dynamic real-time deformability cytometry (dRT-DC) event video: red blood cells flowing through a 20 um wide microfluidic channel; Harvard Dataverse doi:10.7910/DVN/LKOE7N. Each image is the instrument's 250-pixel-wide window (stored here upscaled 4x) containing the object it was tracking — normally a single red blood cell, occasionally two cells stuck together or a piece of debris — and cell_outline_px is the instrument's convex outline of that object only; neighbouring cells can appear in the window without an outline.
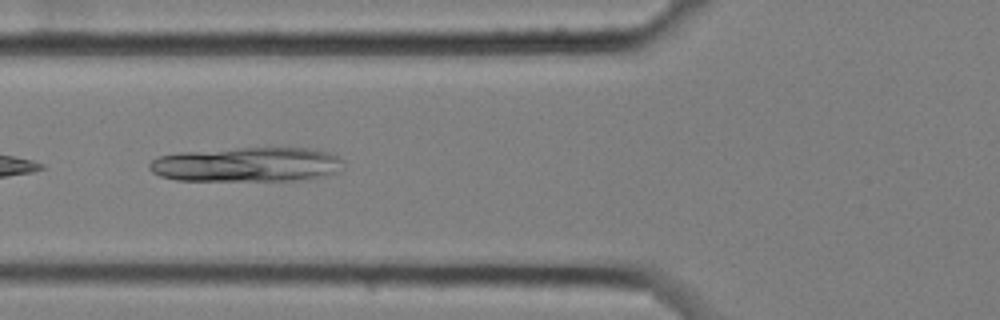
{"species": "common noctule bat (a hibernating species)", "species_latin": "Nyctalus noctula", "temperature_condition": "cold", "stored_images_in_passage": 9, "camera_frame_rate_fps": 3000, "um_per_image_px": 0.085, "animal": {"sex": "female", "body_mass_g": 25.1}, "frame": {"image": 1, "passage_image": 7, "time_ms": 2.0, "image_size_px": [1000, 320], "cell_outline_px": [[344, 160], [340, 172], [312, 180], [176, 180], [160, 176], [152, 172], [148, 168], [148, 164], [152, 160], [160, 156], [180, 152], [236, 148], [316, 148], [328, 152]], "centroid_in_image_um": [21.06, 13.99], "position_along_channel_um": 104.7, "area_um2": 39.48}}
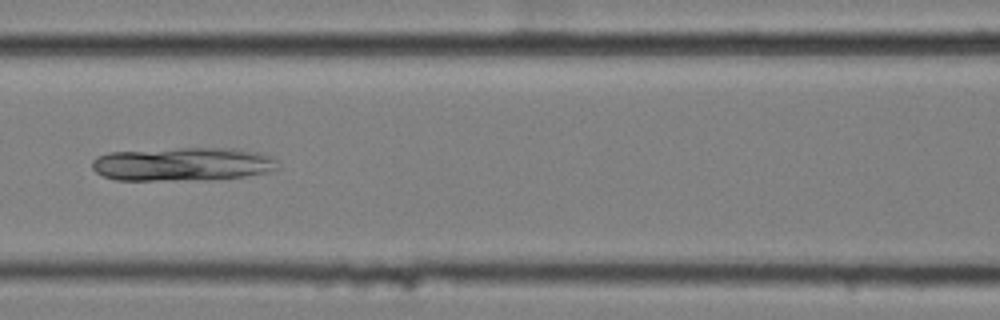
{"frame": {"image": 2, "passage_image": 8, "time_ms": 2.333, "image_size_px": [1000, 320], "cell_outline_px": [[280, 168], [268, 172], [244, 176], [204, 180], [116, 180], [104, 176], [96, 172], [92, 168], [92, 160], [96, 156], [108, 152], [180, 148], [240, 148], [260, 152], [276, 160]], "centroid_in_image_um": [15.53, 13.95], "position_along_channel_um": 151.1, "area_um2": 36.65}}
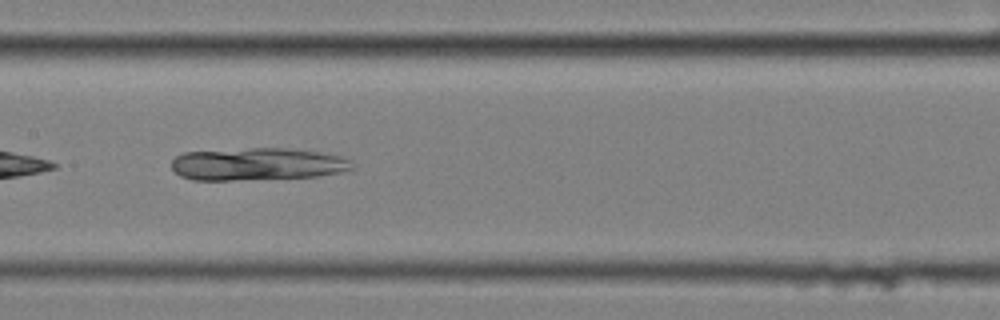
{"frame": {"image": 3, "passage_image": 9, "time_ms": 2.667, "image_size_px": [1000, 320], "cell_outline_px": [[356, 168], [340, 172], [316, 176], [232, 180], [192, 180], [180, 176], [172, 168], [172, 160], [176, 156], [184, 152], [252, 148], [288, 148], [316, 152], [340, 156], [348, 160]], "centroid_in_image_um": [21.83, 13.95], "position_along_channel_um": 185.6, "area_um2": 33.93}}